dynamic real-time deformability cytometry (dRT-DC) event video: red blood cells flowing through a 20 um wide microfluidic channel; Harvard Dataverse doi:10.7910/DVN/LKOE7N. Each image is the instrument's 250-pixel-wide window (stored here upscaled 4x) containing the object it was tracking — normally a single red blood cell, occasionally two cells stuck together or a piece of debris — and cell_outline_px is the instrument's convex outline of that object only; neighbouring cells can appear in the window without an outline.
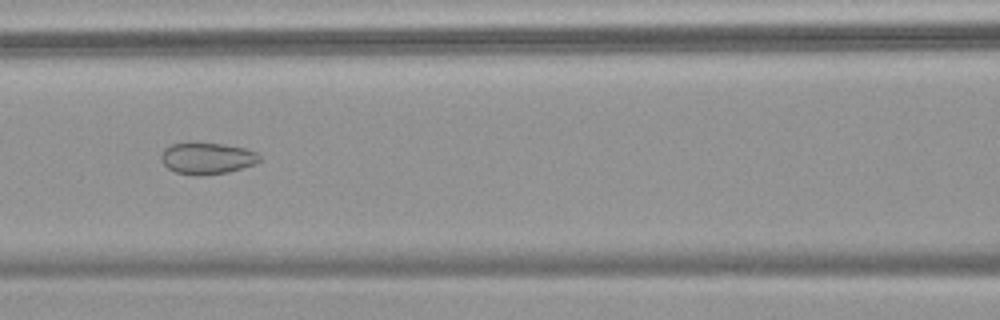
{"species": "common noctule bat (a hibernating species)", "species_latin": "Nyctalus noctula", "temperature_condition": "warm", "stored_images_in_passage": 38, "camera_frame_rate_fps": 3000, "um_per_image_px": 0.085, "animal": {"sex": "female", "body_mass_g": 18.4}, "frame": {"image": 1, "passage_image": 25, "time_ms": 8.0, "image_size_px": [1000, 320], "cell_outline_px": [[260, 160], [256, 164], [228, 172], [200, 176], [196, 176], [176, 172], [168, 168], [160, 160], [160, 156], [164, 148], [172, 144], [224, 144], [244, 148], [256, 152], [260, 156]], "centroid_in_image_um": [17.6, 13.48], "position_along_channel_um": 149.0, "area_um2": 17.92}}
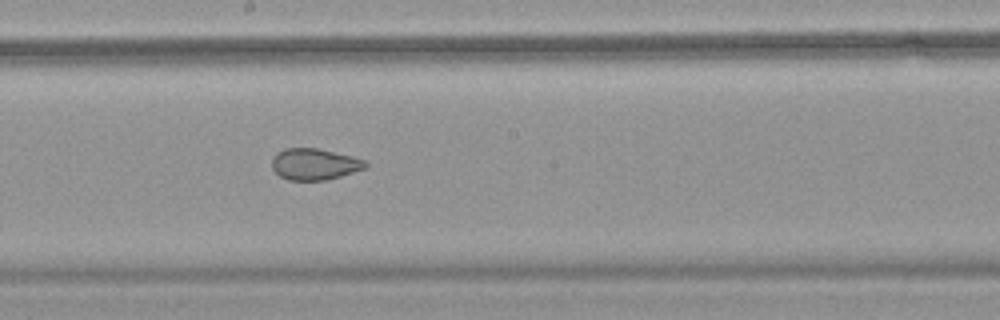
{"frame": {"image": 2, "passage_image": 31, "time_ms": 10.0, "image_size_px": [1000, 320], "cell_outline_px": [[368, 164], [364, 168], [340, 176], [324, 180], [288, 180], [280, 176], [272, 168], [272, 156], [276, 152], [284, 148], [316, 148], [352, 156], [368, 160]], "centroid_in_image_um": [26.71, 13.94], "position_along_channel_um": 221.5, "area_um2": 17.11}}
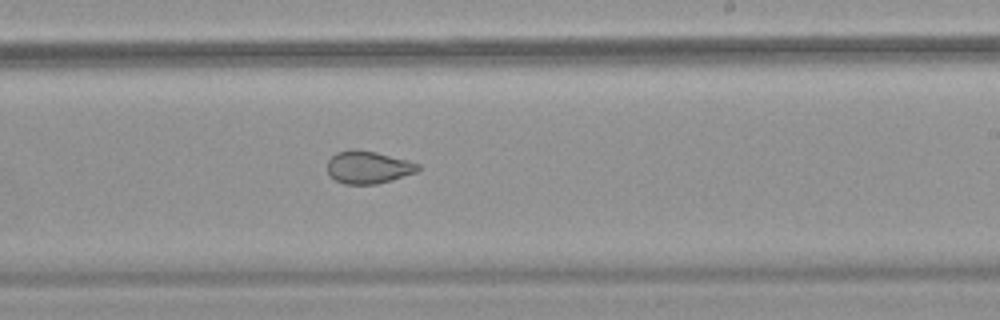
{"frame": {"image": 3, "passage_image": 34, "time_ms": 11.0, "image_size_px": [1000, 320], "cell_outline_px": [[420, 168], [416, 172], [392, 180], [376, 184], [344, 184], [328, 176], [328, 160], [336, 152], [352, 148], [356, 148], [376, 152], [408, 160], [420, 164]], "centroid_in_image_um": [31.28, 14.2], "position_along_channel_um": 257.7, "area_um2": 17.4}}